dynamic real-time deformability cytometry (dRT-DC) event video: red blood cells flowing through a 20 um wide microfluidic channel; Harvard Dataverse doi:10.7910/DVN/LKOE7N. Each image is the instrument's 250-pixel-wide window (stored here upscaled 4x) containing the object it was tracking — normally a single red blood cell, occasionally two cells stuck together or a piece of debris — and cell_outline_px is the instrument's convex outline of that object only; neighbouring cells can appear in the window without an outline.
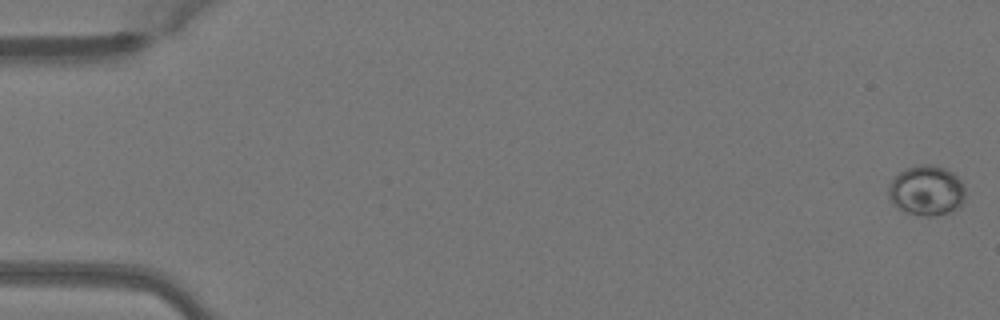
{"species": "Egyptian fruit bat (a non-hibernating species)", "species_latin": "Rousettus aegyptiacus", "temperature_condition": "warm", "stored_images_in_passage": 51, "camera_frame_rate_fps": 3000, "um_per_image_px": 0.085, "animal": {"sex": "female"}, "frame": {"image": 1, "passage_image": 1, "time_ms": 0.0, "image_size_px": [1000, 320], "cell_outline_px": [[964, 200], [960, 208], [952, 212], [932, 216], [924, 216], [908, 212], [896, 208], [892, 204], [888, 196], [888, 184], [900, 172], [908, 168], [920, 164], [932, 164], [944, 168], [952, 172], [960, 180], [964, 188]], "centroid_in_image_um": [78.75, 16.21], "position_along_channel_um": 6.2, "area_um2": 22.54}}
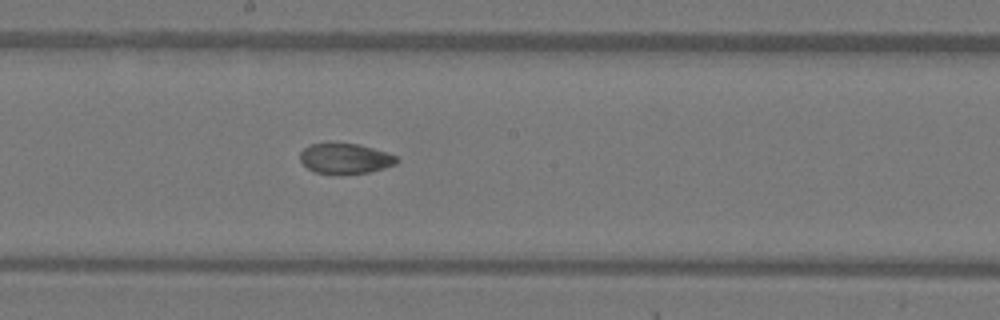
{"frame": {"image": 2, "passage_image": 28, "time_ms": 9.0, "image_size_px": [1000, 320], "cell_outline_px": [[400, 160], [396, 164], [384, 168], [368, 172], [340, 176], [316, 172], [308, 168], [300, 160], [300, 152], [308, 144], [356, 144], [372, 148], [396, 156]], "centroid_in_image_um": [29.33, 13.51], "position_along_channel_um": 218.9, "area_um2": 17.11}}
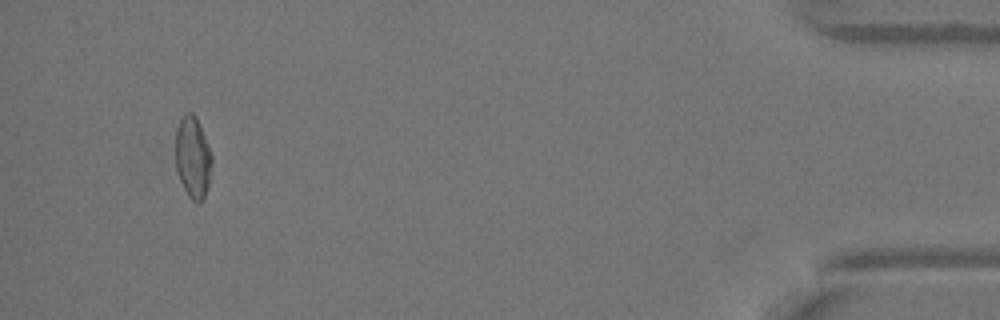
{"frame": {"image": 3, "passage_image": 48, "time_ms": 15.667, "image_size_px": [1000, 320], "cell_outline_px": [[212, 160], [208, 184], [204, 196], [200, 204], [196, 204], [188, 196], [180, 180], [176, 168], [176, 128], [184, 112], [192, 112], [196, 116], [212, 156]], "centroid_in_image_um": [16.37, 13.38], "position_along_channel_um": 418.8, "area_um2": 17.17}, "authors_computed_cell_mechanics": {"area_um2": 18.0336, "velocity_mm_per_s": 4.0772, "shape_relaxation_time_tau1_ms": 5.6943, "shape_relaxation_time_tau2_ms": 2.1873, "deformation_change_tau1": 0.1209, "deformation_change_tau2": 0.0627}}